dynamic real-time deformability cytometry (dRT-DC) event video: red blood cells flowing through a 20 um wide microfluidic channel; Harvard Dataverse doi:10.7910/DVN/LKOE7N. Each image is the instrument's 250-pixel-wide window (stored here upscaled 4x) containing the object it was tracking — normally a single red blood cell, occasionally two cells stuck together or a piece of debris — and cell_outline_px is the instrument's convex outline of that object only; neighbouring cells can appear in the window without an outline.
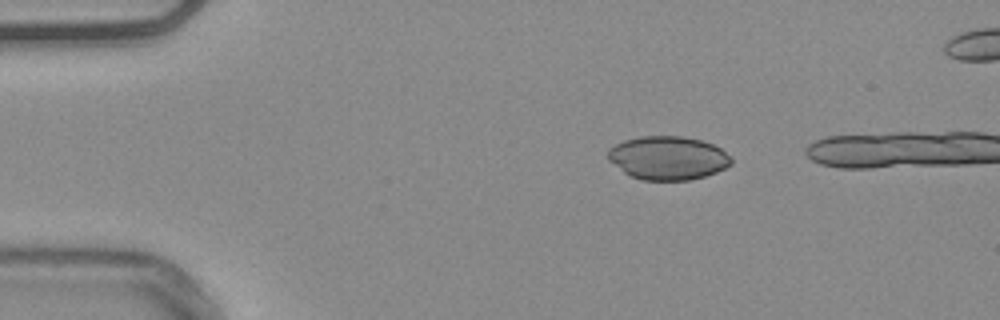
{"species": "common noctule bat (a hibernating species)", "species_latin": "Nyctalus noctula", "temperature_condition": "warm", "stored_images_in_passage": 5, "camera_frame_rate_fps": 3000, "um_per_image_px": 0.085, "animal": {"sex": "male", "body_mass_g": 20.4}, "frame": {"image": 1, "passage_image": 1, "time_ms": 0.0, "image_size_px": [1000, 320], "cell_outline_px": [[732, 164], [716, 172], [704, 176], [688, 180], [640, 180], [628, 176], [608, 160], [608, 148], [624, 140], [640, 136], [680, 136], [700, 140], [712, 144], [720, 148], [732, 156]], "centroid_in_image_um": [56.75, 13.43], "position_along_channel_um": 28.2, "area_um2": 31.44}}